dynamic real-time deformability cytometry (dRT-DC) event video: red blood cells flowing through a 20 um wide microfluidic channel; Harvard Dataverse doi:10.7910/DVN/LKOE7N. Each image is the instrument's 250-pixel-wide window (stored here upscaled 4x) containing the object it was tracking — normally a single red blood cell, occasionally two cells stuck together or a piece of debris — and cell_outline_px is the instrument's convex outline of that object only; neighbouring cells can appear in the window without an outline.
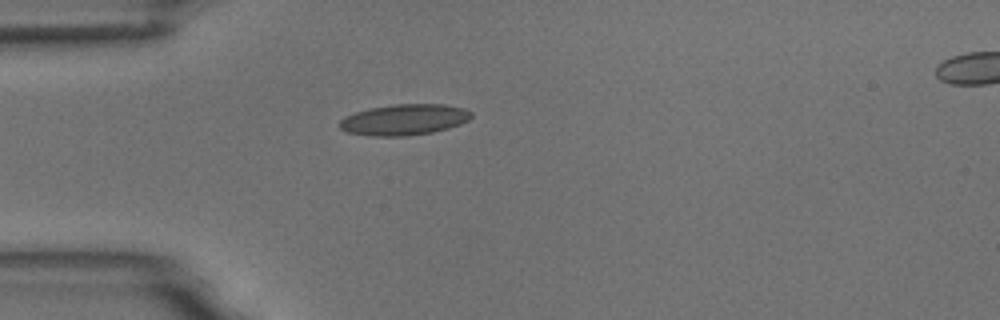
{"species": "common noctule bat (a hibernating species)", "species_latin": "Nyctalus noctula", "temperature_condition": "room temperature", "stored_images_in_passage": 5, "camera_frame_rate_fps": 3000, "um_per_image_px": 0.085, "animal": {"sex": "male", "body_mass_g": 18.8}, "frame": {"image": 1, "passage_image": 5, "time_ms": 4.667, "image_size_px": [1000, 320], "cell_outline_px": [[472, 116], [468, 120], [460, 124], [448, 128], [432, 132], [408, 136], [372, 136], [348, 132], [340, 128], [340, 120], [344, 116], [356, 112], [372, 108], [396, 104], [444, 104], [464, 108], [472, 112]], "centroid_in_image_um": [34.38, 10.17], "position_along_channel_um": 50.6, "area_um2": 23.64}}